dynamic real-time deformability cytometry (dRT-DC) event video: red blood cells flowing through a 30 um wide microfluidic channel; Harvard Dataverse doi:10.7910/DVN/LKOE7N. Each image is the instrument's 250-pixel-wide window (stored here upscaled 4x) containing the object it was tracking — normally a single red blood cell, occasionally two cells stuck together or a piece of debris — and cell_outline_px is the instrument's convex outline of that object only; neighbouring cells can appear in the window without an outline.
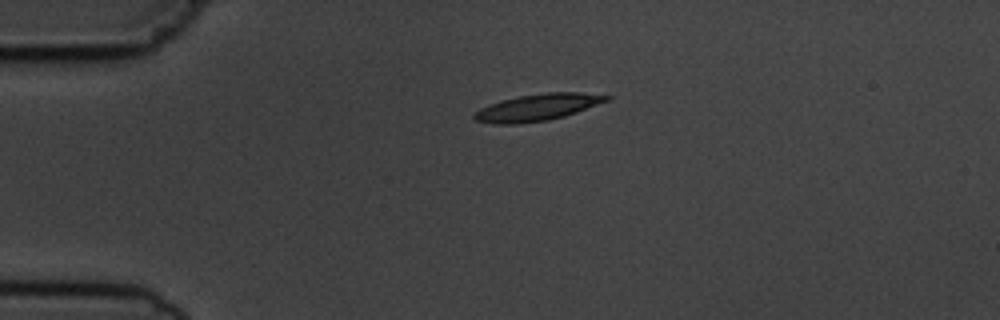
{"species": "common noctule bat (a hibernating species)", "species_latin": "Nyctalus noctula", "temperature_condition": "cold", "stored_images_in_passage": 2, "camera_frame_rate_fps": 3000, "um_per_image_px": 0.085, "animal": {"sex": "male", "body_mass_g": 19.5, "forearm_length_mm": 54.6}, "frame": {"image": 1, "passage_image": 1, "time_ms": 0.0, "image_size_px": [1000, 320], "cell_outline_px": [[612, 96], [608, 100], [576, 112], [564, 116], [548, 120], [516, 124], [492, 124], [476, 120], [472, 116], [480, 108], [488, 104], [500, 100], [520, 96], [544, 92], [580, 92]], "centroid_in_image_um": [45.65, 9.12], "position_along_channel_um": 39.4, "area_um2": 20.52}}